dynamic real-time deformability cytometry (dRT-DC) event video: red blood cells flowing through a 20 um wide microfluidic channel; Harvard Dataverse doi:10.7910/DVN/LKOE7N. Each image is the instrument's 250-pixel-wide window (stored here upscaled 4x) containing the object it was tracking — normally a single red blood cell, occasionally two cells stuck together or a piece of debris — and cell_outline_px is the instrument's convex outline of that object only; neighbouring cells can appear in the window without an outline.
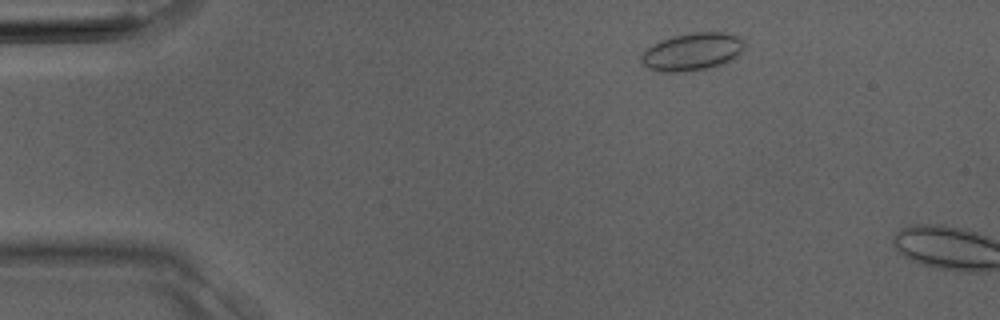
{"species": "Egyptian fruit bat (a non-hibernating species)", "species_latin": "Rousettus aegyptiacus", "temperature_condition": "room temperature", "stored_images_in_passage": 5, "camera_frame_rate_fps": 3000, "um_per_image_px": 0.085, "animal": {"sex": "male"}, "frame": {"image": 1, "passage_image": 3, "time_ms": 0.667, "image_size_px": [1000, 320], "cell_outline_px": [[744, 48], [740, 52], [728, 60], [720, 64], [704, 68], [676, 72], [664, 72], [648, 68], [640, 60], [640, 56], [652, 44], [660, 40], [672, 36], [692, 32], [728, 32], [744, 40]], "centroid_in_image_um": [58.81, 4.37], "position_along_channel_um": 26.2, "area_um2": 22.25}}